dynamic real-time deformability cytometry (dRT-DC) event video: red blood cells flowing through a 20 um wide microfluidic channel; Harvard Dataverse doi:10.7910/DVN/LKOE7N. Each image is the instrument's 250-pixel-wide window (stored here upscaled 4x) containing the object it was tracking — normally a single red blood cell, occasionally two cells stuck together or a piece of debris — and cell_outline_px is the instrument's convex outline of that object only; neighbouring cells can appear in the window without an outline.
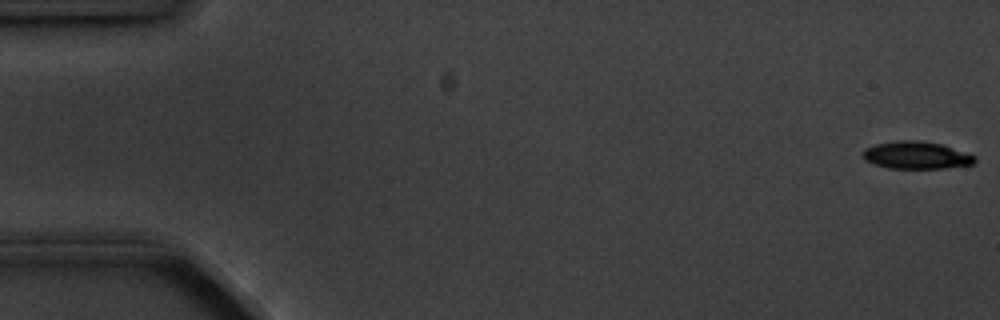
{"species": "common noctule bat (a hibernating species)", "species_latin": "Nyctalus noctula", "temperature_condition": "cold", "stored_images_in_passage": 5, "camera_frame_rate_fps": 3000, "um_per_image_px": 0.085, "animal": {"sex": "male", "body_mass_g": 20.1, "forearm_length_mm": 53.5}, "frame": {"image": 1, "passage_image": 1, "time_ms": 0.0, "image_size_px": [1000, 320], "cell_outline_px": [[976, 164], [944, 168], [888, 168], [864, 160], [864, 148], [876, 144], [896, 140], [920, 140], [944, 144], [976, 156]], "centroid_in_image_um": [77.94, 13.18], "position_along_channel_um": 7.1, "area_um2": 18.03}}